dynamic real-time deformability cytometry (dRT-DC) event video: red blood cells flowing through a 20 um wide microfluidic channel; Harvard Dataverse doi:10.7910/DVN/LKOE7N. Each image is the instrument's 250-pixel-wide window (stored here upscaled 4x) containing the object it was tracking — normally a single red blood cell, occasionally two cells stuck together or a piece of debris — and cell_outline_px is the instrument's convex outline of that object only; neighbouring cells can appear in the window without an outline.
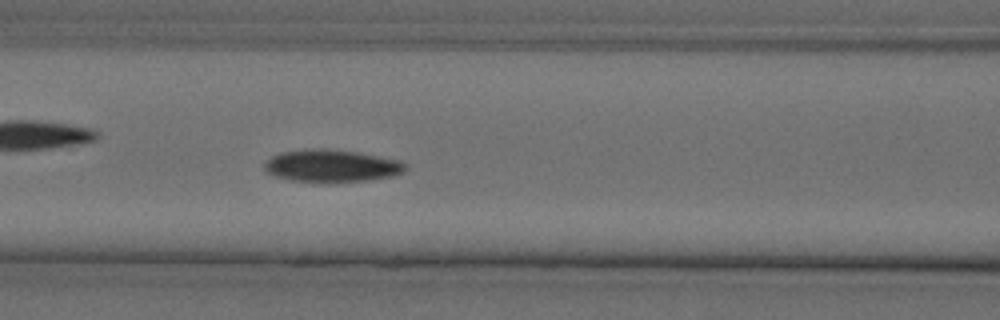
{"species": "Egyptian fruit bat (a non-hibernating species)", "species_latin": "Rousettus aegyptiacus", "temperature_condition": "cold", "stored_images_in_passage": 58, "camera_frame_rate_fps": 3000, "um_per_image_px": 0.085, "animal": {"sex": "female"}, "frame": {"image": 1, "passage_image": 25, "time_ms": 8.0, "image_size_px": [1000, 320], "cell_outline_px": [[408, 168], [404, 172], [392, 176], [368, 180], [292, 180], [276, 176], [264, 172], [264, 164], [272, 156], [280, 152], [312, 148], [324, 148], [360, 152], [400, 160], [408, 164]], "centroid_in_image_um": [28.22, 14.05], "position_along_channel_um": 138.4, "area_um2": 26.24}}
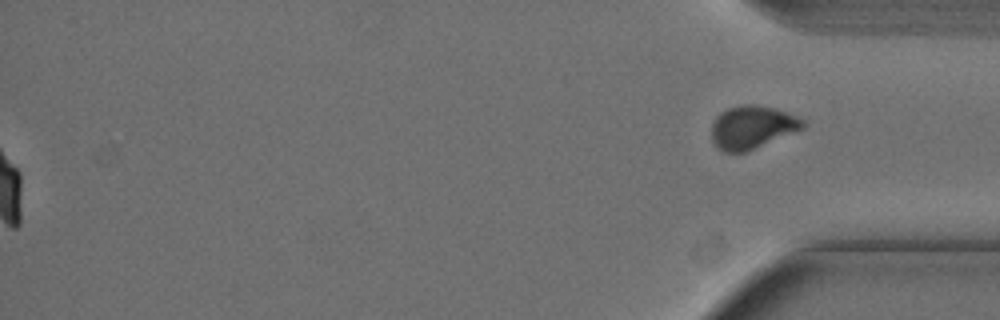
{"frame": {"image": 2, "passage_image": 58, "time_ms": 19.0, "image_size_px": [1000, 320], "cell_outline_px": [[804, 128], [744, 152], [724, 152], [712, 140], [712, 124], [716, 116], [720, 112], [728, 108], [744, 104], [756, 104], [788, 112], [804, 120]], "centroid_in_image_um": [63.92, 10.79], "position_along_channel_um": 371.3, "area_um2": 22.54}, "authors_computed_cell_mechanics": {"area_um2": 25.4609, "velocity_mm_per_s": 3.5908, "shape_relaxation_time_tau1_ms": 5.8669, "shape_relaxation_time_tau2_ms": 2.5344, "deformation_change_tau1": 0.1783, "deformation_change_tau2": 0.061}}